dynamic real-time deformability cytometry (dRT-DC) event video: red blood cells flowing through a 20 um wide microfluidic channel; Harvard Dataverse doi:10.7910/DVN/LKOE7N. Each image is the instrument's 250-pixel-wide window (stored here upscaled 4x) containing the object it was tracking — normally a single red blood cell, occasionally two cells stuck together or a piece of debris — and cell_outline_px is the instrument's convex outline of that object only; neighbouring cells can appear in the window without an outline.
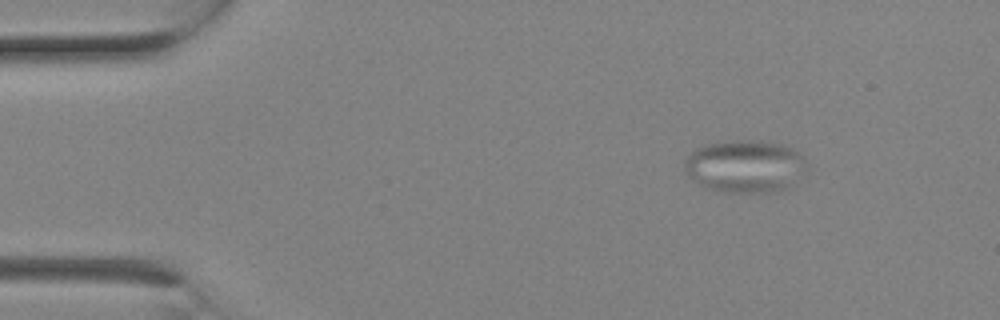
{"species": "Egyptian fruit bat (a non-hibernating species)", "species_latin": "Rousettus aegyptiacus", "temperature_condition": "room temperature", "stored_images_in_passage": 2, "camera_frame_rate_fps": 3000, "um_per_image_px": 0.085, "animal": {"sex": "female"}, "frame": {"image": 1, "passage_image": 1, "time_ms": 0.0, "image_size_px": [1000, 320], "cell_outline_px": [[804, 172], [784, 188], [776, 192], [716, 192], [704, 188], [688, 176], [684, 168], [684, 160], [696, 148], [708, 144], [732, 140], [764, 140], [780, 144], [804, 156]], "centroid_in_image_um": [63.25, 14.14], "position_along_channel_um": 21.7, "area_um2": 37.28}}